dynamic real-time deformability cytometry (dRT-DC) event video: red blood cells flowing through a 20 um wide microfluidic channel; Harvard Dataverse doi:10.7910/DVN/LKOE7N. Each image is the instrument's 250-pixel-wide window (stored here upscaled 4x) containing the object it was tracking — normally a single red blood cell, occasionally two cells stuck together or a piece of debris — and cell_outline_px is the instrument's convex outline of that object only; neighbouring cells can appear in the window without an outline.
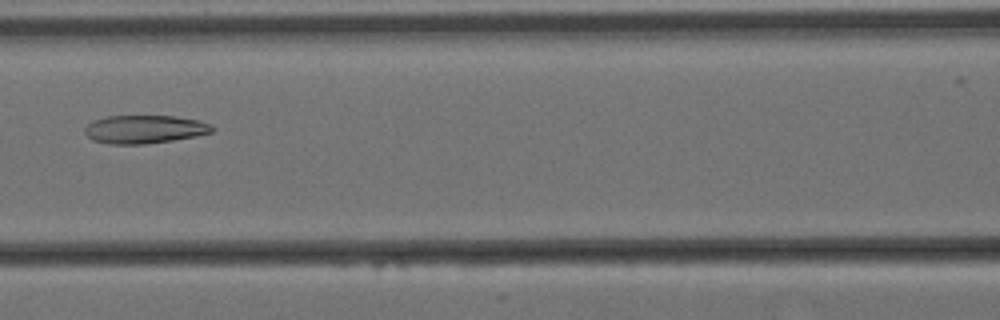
{"species": "Egyptian fruit bat (a non-hibernating species)", "species_latin": "Rousettus aegyptiacus", "temperature_condition": "cold", "stored_images_in_passage": 6, "camera_frame_rate_fps": 3000, "um_per_image_px": 0.085, "animal": {"sex": "female"}, "frame": {"image": 1, "passage_image": 5, "time_ms": 1.333, "image_size_px": [1000, 320], "cell_outline_px": [[216, 128], [212, 132], [196, 136], [172, 140], [144, 144], [108, 144], [92, 140], [84, 132], [84, 128], [92, 120], [108, 116], [176, 116], [196, 120], [212, 124]], "centroid_in_image_um": [12.28, 10.99], "position_along_channel_um": 154.3, "area_um2": 21.04}}
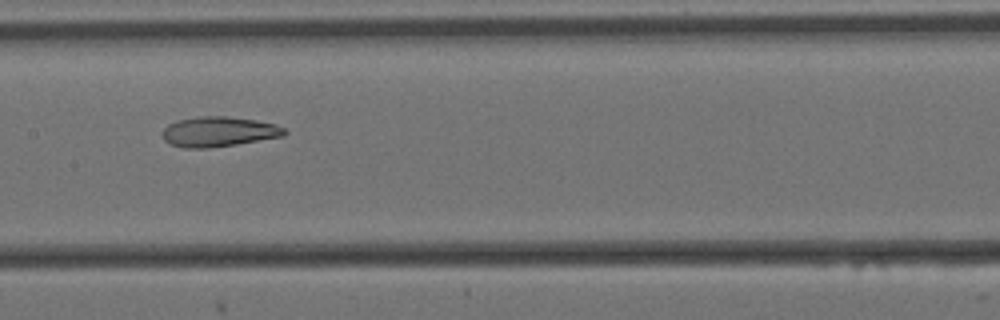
{"frame": {"image": 2, "passage_image": 6, "time_ms": 1.667, "image_size_px": [1000, 320], "cell_outline_px": [[288, 132], [284, 136], [236, 144], [208, 148], [184, 148], [172, 144], [164, 140], [164, 128], [168, 124], [176, 120], [196, 116], [224, 116], [256, 120], [276, 124], [284, 128]], "centroid_in_image_um": [18.6, 11.18], "position_along_channel_um": 188.8, "area_um2": 21.33}}